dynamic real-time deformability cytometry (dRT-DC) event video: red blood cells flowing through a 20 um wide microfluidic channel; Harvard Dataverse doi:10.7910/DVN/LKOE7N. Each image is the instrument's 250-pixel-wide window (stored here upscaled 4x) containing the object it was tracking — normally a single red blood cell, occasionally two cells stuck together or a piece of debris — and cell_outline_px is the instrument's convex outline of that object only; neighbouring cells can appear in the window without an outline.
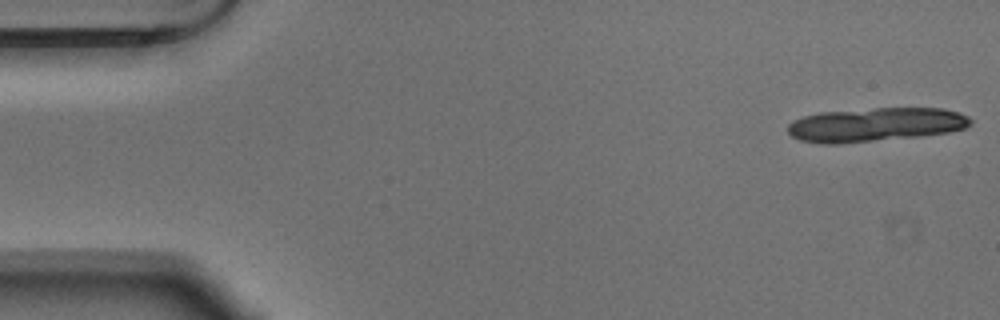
{"species": "Egyptian fruit bat (a non-hibernating species)", "species_latin": "Rousettus aegyptiacus", "temperature_condition": "warm", "stored_images_in_passage": 19, "segment_of_instrument_passage": [1, 2], "camera_frame_rate_fps": 3000, "um_per_image_px": 0.085, "animal": {"sex": "male"}, "frame": {"image": 1, "passage_image": 1, "time_ms": 0.0, "image_size_px": [1000, 320], "cell_outline_px": [[972, 124], [964, 128], [948, 132], [920, 136], [840, 144], [824, 144], [800, 140], [792, 136], [788, 132], [788, 124], [804, 116], [820, 112], [872, 108], [944, 108], [960, 112], [968, 116], [972, 120]], "centroid_in_image_um": [74.44, 10.59], "position_along_channel_um": 10.6, "area_um2": 36.18}}